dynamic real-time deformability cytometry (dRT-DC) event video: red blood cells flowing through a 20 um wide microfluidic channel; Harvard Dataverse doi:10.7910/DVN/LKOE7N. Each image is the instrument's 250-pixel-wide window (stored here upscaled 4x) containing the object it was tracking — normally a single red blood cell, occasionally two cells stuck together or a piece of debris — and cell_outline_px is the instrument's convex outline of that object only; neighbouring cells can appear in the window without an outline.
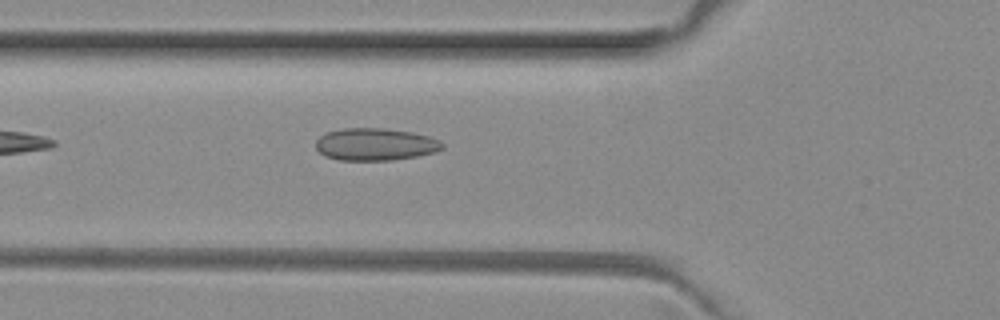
{"species": "common noctule bat (a hibernating species)", "species_latin": "Nyctalus noctula", "temperature_condition": "room temperature", "stored_images_in_passage": 6, "camera_frame_rate_fps": 3000, "um_per_image_px": 0.085, "animal": {"sex": "female", "body_mass_g": 29.2, "forearm_length_mm": 56.3}, "frame": {"image": 1, "passage_image": 6, "time_ms": 1.667, "image_size_px": [1000, 320], "cell_outline_px": [[444, 148], [436, 152], [416, 156], [392, 160], [336, 160], [324, 156], [316, 148], [316, 140], [320, 136], [328, 132], [344, 128], [384, 128], [412, 132], [428, 136], [440, 140], [444, 144]], "centroid_in_image_um": [31.91, 12.27], "position_along_channel_um": 93.9, "area_um2": 23.93}}